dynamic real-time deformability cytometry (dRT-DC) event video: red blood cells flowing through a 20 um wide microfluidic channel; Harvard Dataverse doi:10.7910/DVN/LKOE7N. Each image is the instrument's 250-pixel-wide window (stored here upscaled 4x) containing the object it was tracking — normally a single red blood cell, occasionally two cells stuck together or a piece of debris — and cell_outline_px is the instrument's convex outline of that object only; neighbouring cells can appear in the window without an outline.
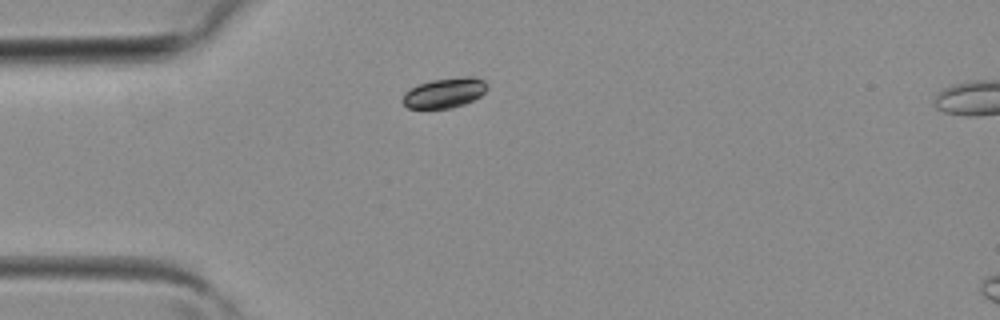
{"species": "common noctule bat (a hibernating species)", "species_latin": "Nyctalus noctula", "temperature_condition": "room temperature", "stored_images_in_passage": 2, "camera_frame_rate_fps": 3000, "um_per_image_px": 0.085, "animal": {"sex": "female", "body_mass_g": 19.3, "forearm_length_mm": 54.1}, "frame": {"image": 1, "passage_image": 1, "time_ms": 0.0, "image_size_px": [1000, 320], "cell_outline_px": [[488, 88], [480, 96], [464, 104], [452, 108], [408, 108], [400, 100], [404, 92], [420, 84], [432, 80], [460, 76], [476, 76], [484, 80], [488, 84]], "centroid_in_image_um": [37.81, 7.88], "position_along_channel_um": 47.2, "area_um2": 14.91}}